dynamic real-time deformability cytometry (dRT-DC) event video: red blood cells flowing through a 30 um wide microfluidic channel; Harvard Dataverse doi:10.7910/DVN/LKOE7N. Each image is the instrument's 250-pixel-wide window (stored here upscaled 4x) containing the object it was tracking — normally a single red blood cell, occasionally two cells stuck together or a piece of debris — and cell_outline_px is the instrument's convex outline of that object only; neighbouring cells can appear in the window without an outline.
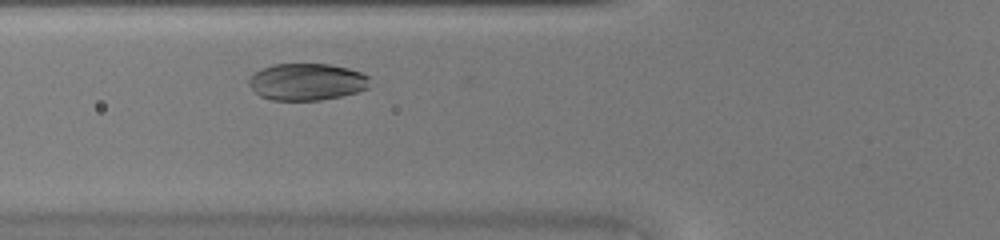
{"species": "common noctule bat (a hibernating species)", "species_latin": "Nyctalus noctula", "temperature_condition": "warm", "stored_images_in_passage": 30, "camera_frame_rate_fps": 3000, "um_per_image_px": 0.085, "animal": {"sex": "female", "body_mass_g": 20.0, "forearm_length_mm": 54.0}, "frame": {"image": 1, "passage_image": 6, "time_ms": 1.667, "image_size_px": [1000, 240], "cell_outline_px": [[372, 76], [368, 88], [356, 92], [340, 96], [320, 100], [272, 100], [260, 96], [248, 84], [248, 76], [260, 68], [272, 64], [328, 64], [348, 68]], "centroid_in_image_um": [26.07, 6.94], "position_along_channel_um": 99.7, "area_um2": 26.3}}
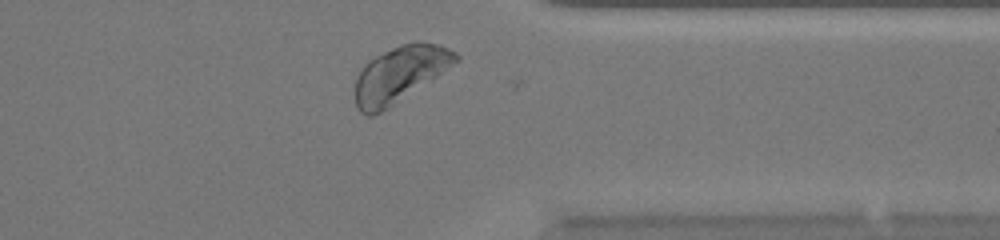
{"frame": {"image": 2, "passage_image": 25, "time_ms": 8.0, "image_size_px": [1000, 240], "cell_outline_px": [[460, 60], [388, 108], [372, 116], [368, 116], [360, 112], [356, 104], [356, 76], [360, 68], [368, 60], [400, 44], [420, 40], [440, 44], [456, 52], [460, 56]], "centroid_in_image_um": [33.98, 6.27], "position_along_channel_um": 377.4, "area_um2": 32.66}}